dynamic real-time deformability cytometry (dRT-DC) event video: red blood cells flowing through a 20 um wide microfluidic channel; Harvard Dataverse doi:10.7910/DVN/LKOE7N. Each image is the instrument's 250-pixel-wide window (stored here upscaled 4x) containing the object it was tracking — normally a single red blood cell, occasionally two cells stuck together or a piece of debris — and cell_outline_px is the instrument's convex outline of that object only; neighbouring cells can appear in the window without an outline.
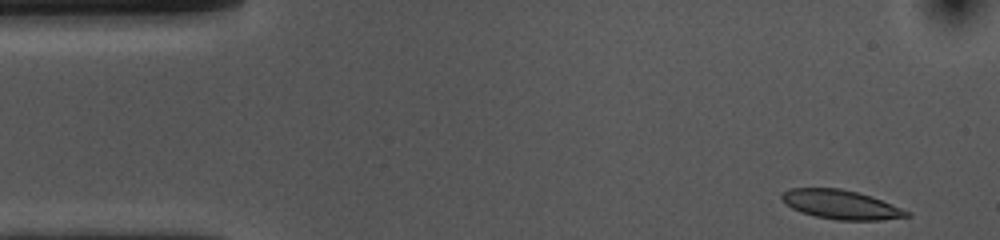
{"species": "common noctule bat (a hibernating species)", "species_latin": "Nyctalus noctula", "temperature_condition": "cold", "stored_images_in_passage": 43, "camera_frame_rate_fps": 3000, "um_per_image_px": 0.085, "animal": {"sex": "female", "body_mass_g": 10.0, "forearm_length_mm": 53.1}, "frame": {"image": 1, "passage_image": 1, "time_ms": 0.0, "image_size_px": [1000, 240], "cell_outline_px": [[912, 212], [908, 216], [880, 220], [836, 220], [816, 216], [800, 212], [792, 208], [780, 196], [784, 192], [792, 188], [840, 188], [872, 196]], "centroid_in_image_um": [71.51, 17.39], "position_along_channel_um": 13.5, "area_um2": 20.98}}
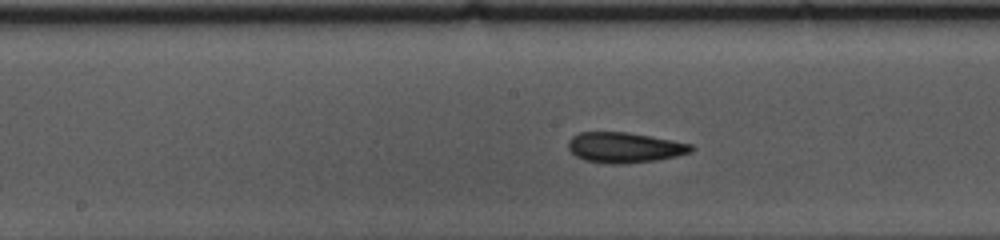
{"frame": {"image": 2, "passage_image": 23, "time_ms": 7.333, "image_size_px": [1000, 240], "cell_outline_px": [[696, 148], [692, 152], [676, 156], [656, 160], [620, 164], [612, 164], [584, 160], [576, 156], [568, 148], [568, 140], [572, 136], [580, 132], [628, 132], [672, 140], [692, 144]], "centroid_in_image_um": [53.1, 12.53], "position_along_channel_um": 195.1, "area_um2": 21.79}}
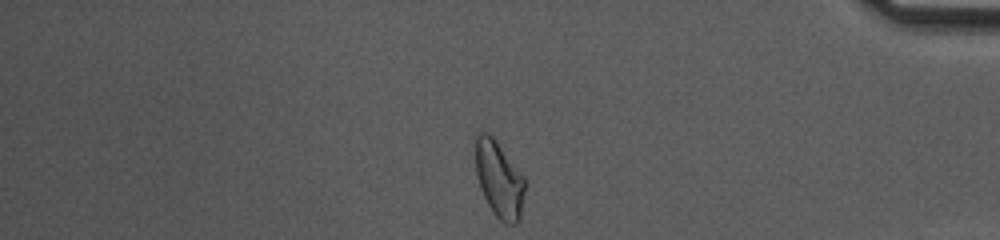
{"frame": {"image": 3, "passage_image": 42, "time_ms": 13.667, "image_size_px": [1000, 240], "cell_outline_px": [[528, 180], [520, 220], [516, 224], [504, 224], [492, 212], [480, 188], [476, 172], [476, 136], [480, 132], [488, 132], [492, 136]], "centroid_in_image_um": [42.48, 15.28], "position_along_channel_um": 392.7, "area_um2": 22.37}, "authors_computed_cell_mechanics": {"area_um2": 21.4438, "velocity_mm_per_s": 3.664, "shape_relaxation_time_tau1_ms": 8.5692, "shape_relaxation_time_tau2_ms": 5.9439, "deformation_change_tau1": 0.1628, "deformation_change_tau2": 0.1189}}